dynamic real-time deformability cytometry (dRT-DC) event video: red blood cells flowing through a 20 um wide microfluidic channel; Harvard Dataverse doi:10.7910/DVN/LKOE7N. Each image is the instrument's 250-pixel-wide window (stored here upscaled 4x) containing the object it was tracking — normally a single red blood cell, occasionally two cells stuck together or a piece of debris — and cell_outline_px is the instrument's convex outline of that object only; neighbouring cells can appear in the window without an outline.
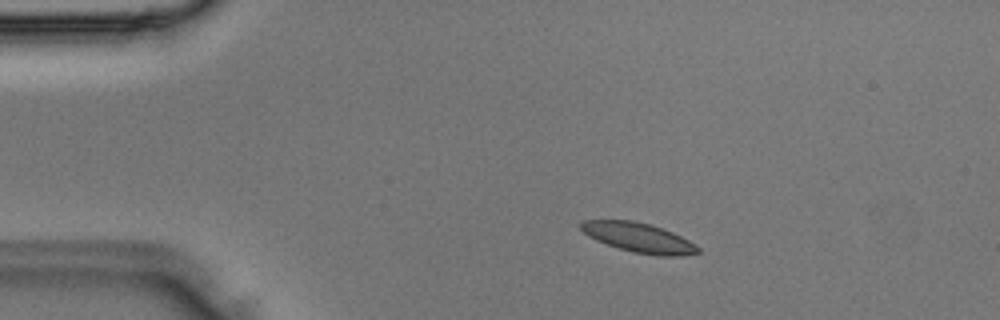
{"species": "Egyptian fruit bat (a non-hibernating species)", "species_latin": "Rousettus aegyptiacus", "temperature_condition": "room temperature", "stored_images_in_passage": 3, "camera_frame_rate_fps": 3000, "um_per_image_px": 0.085, "animal": {"sex": "male"}, "frame": {"image": 1, "passage_image": 2, "time_ms": 0.333, "image_size_px": [1000, 320], "cell_outline_px": [[700, 252], [684, 256], [660, 256], [632, 252], [596, 240], [588, 236], [580, 228], [580, 220], [632, 220], [648, 224], [672, 232], [688, 240], [700, 248]], "centroid_in_image_um": [54.28, 20.2], "position_along_channel_um": 30.7, "area_um2": 20.0}}